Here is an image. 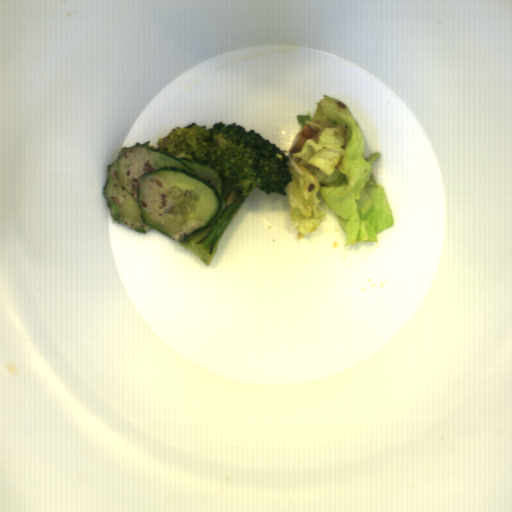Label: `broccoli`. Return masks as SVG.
Here are the masks:
<instances>
[{"label":"broccoli","mask_w":512,"mask_h":512,"mask_svg":"<svg viewBox=\"0 0 512 512\" xmlns=\"http://www.w3.org/2000/svg\"><path fill=\"white\" fill-rule=\"evenodd\" d=\"M157 145L152 148L181 159L209 163L219 170L226 200L223 212L209 226L180 242L208 267L225 230L252 191L258 188L266 196L274 193L288 197L287 185L294 180L288 170L290 156L260 132L252 128L247 131L237 122L221 121L208 129L194 121L183 127L176 125L166 137L158 138Z\"/></svg>","instance_id":"broccoli-1"}]
</instances>
